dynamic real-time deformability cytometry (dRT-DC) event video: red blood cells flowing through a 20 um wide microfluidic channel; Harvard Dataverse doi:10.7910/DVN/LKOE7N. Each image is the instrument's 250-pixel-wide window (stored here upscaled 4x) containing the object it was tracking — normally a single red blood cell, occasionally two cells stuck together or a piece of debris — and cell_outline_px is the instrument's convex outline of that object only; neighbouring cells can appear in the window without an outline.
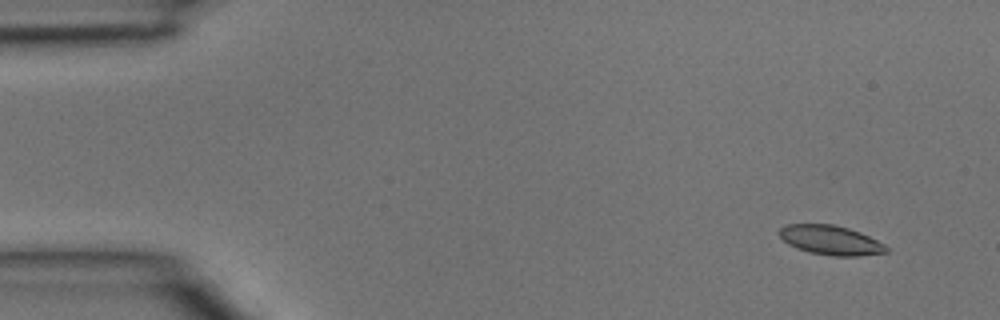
{"species": "common noctule bat (a hibernating species)", "species_latin": "Nyctalus noctula", "temperature_condition": "room temperature", "stored_images_in_passage": 5, "camera_frame_rate_fps": 3000, "um_per_image_px": 0.085, "animal": {"sex": "male", "body_mass_g": 15.6}, "frame": {"image": 1, "passage_image": 2, "time_ms": 0.333, "image_size_px": [1000, 320], "cell_outline_px": [[888, 252], [856, 256], [832, 256], [808, 252], [796, 248], [788, 244], [780, 236], [780, 228], [784, 224], [832, 224], [848, 228], [860, 232], [884, 244], [888, 248]], "centroid_in_image_um": [70.59, 20.41], "position_along_channel_um": 14.4, "area_um2": 18.26}}
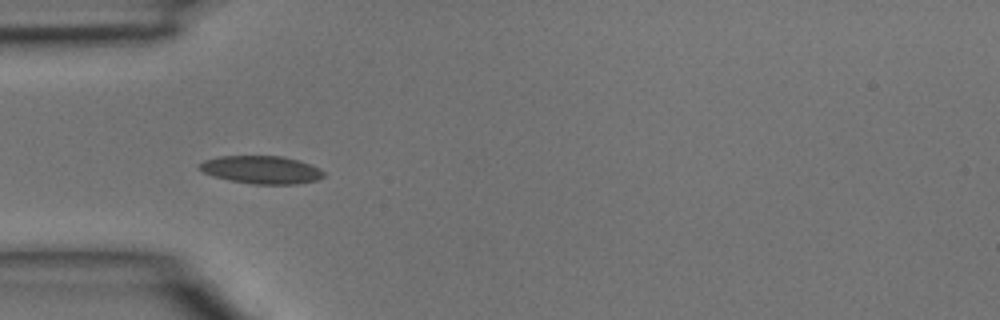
{"frame": {"image": 2, "passage_image": 5, "time_ms": 1.333, "image_size_px": [1000, 320], "cell_outline_px": [[324, 176], [316, 180], [296, 184], [252, 184], [228, 180], [212, 176], [204, 172], [196, 164], [204, 160], [220, 156], [280, 156], [296, 160], [308, 164], [324, 172]], "centroid_in_image_um": [22.15, 14.43], "position_along_channel_um": 62.8, "area_um2": 20.0}}